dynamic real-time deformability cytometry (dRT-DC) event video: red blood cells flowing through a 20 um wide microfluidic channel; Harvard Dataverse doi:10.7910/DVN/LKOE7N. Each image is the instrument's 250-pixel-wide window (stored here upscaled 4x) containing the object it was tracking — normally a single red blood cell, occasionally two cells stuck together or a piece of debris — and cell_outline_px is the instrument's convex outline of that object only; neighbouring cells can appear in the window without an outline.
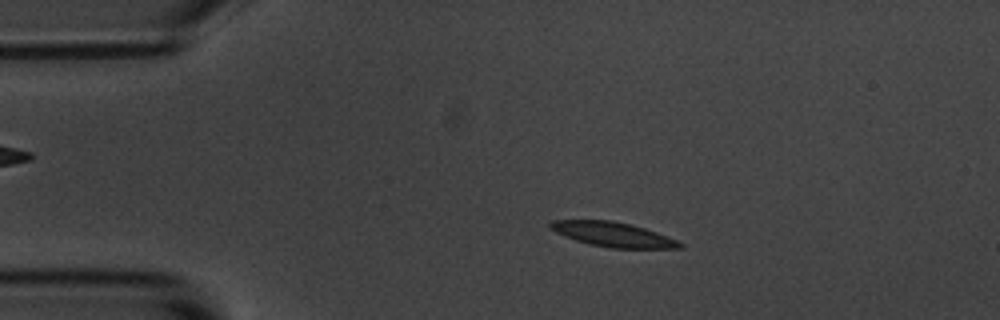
{"species": "common noctule bat (a hibernating species)", "species_latin": "Nyctalus noctula", "temperature_condition": "room temperature", "stored_images_in_passage": 6, "camera_frame_rate_fps": 3000, "um_per_image_px": 0.085, "animal": {"sex": "male", "body_mass_g": 20.1, "forearm_length_mm": 53.5}, "frame": {"image": 1, "passage_image": 3, "time_ms": 2.333, "image_size_px": [1000, 320], "cell_outline_px": [[684, 248], [612, 248], [588, 244], [564, 236], [548, 228], [548, 224], [552, 220], [612, 220], [644, 228], [680, 240], [684, 244]], "centroid_in_image_um": [52.12, 19.93], "position_along_channel_um": 32.9, "area_um2": 18.67}}
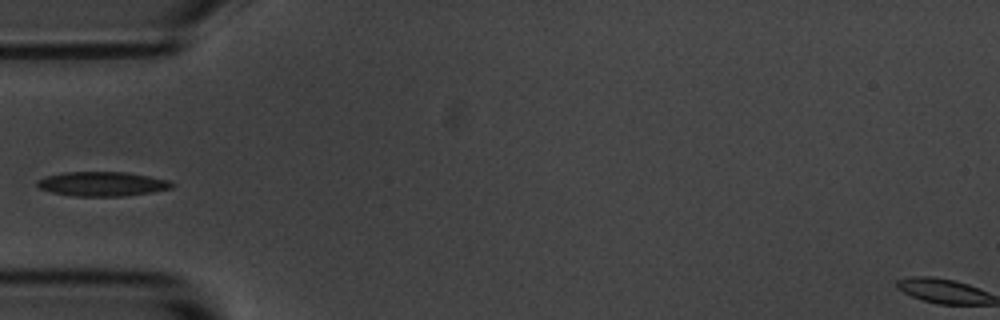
{"frame": {"image": 2, "passage_image": 5, "time_ms": 4.667, "image_size_px": [1000, 320], "cell_outline_px": [[176, 184], [172, 188], [152, 192], [124, 196], [76, 196], [52, 192], [40, 188], [36, 184], [36, 180], [44, 176], [64, 172], [124, 172], [148, 176], [168, 180]], "centroid_in_image_um": [8.68, 15.63], "position_along_channel_um": 76.3, "area_um2": 19.13}}